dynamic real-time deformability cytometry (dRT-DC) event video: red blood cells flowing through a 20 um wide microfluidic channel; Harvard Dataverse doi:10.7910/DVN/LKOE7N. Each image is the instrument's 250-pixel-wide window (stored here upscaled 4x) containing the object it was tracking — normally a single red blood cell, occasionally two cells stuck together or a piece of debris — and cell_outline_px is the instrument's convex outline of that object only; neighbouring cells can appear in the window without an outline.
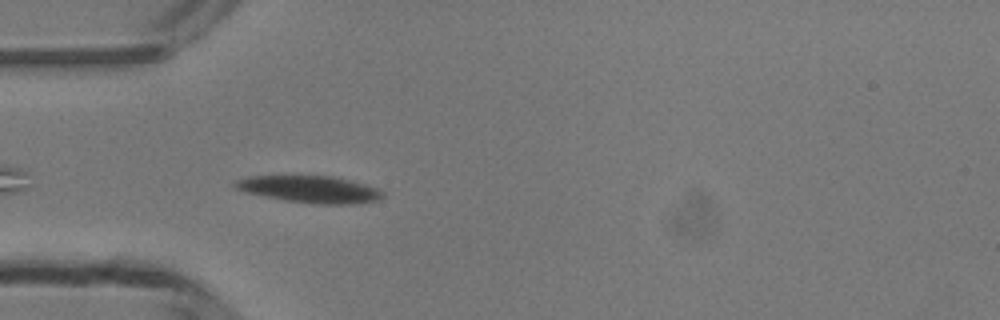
{"species": "common noctule bat (a hibernating species)", "species_latin": "Nyctalus noctula", "temperature_condition": "room temperature", "stored_images_in_passage": 16, "camera_frame_rate_fps": 3000, "um_per_image_px": 0.085, "animal": {"sex": "male", "body_mass_g": 13.3}, "frame": {"image": 1, "passage_image": 3, "time_ms": 0.667, "image_size_px": [1000, 320], "cell_outline_px": [[384, 196], [380, 200], [348, 204], [320, 204], [288, 200], [248, 192], [236, 188], [232, 184], [236, 180], [248, 176], [332, 176], [364, 184], [376, 188], [384, 192]], "centroid_in_image_um": [26.38, 16.08], "position_along_channel_um": 58.6, "area_um2": 22.66}}
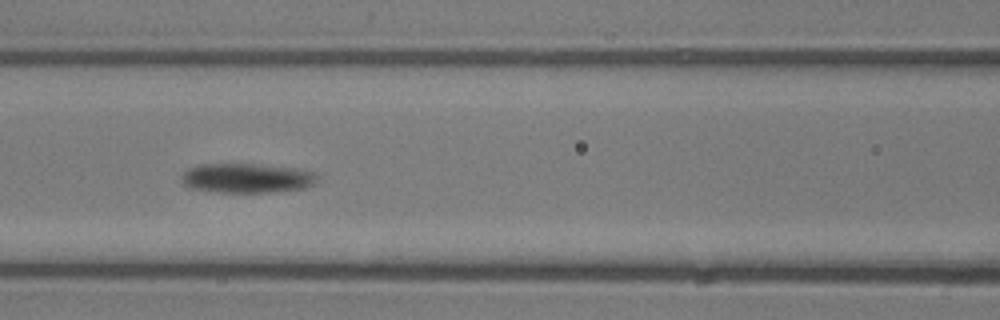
{"frame": {"image": 2, "passage_image": 10, "time_ms": 3.0, "image_size_px": [1000, 320], "cell_outline_px": [[316, 180], [312, 184], [304, 188], [268, 192], [216, 192], [192, 188], [184, 184], [180, 176], [188, 168], [200, 164], [252, 164], [296, 168], [312, 172], [316, 176]], "centroid_in_image_um": [20.92, 15.13], "position_along_channel_um": 145.7, "area_um2": 23.06}}
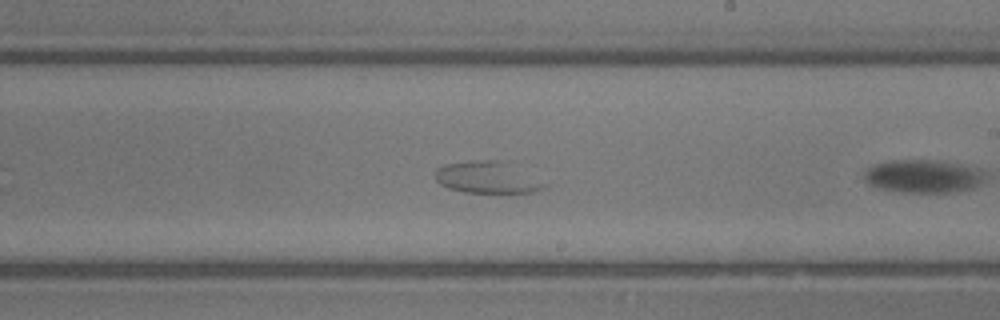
{"frame": {"image": 3, "passage_image": 15, "time_ms": 4.667, "image_size_px": [1000, 320], "cell_outline_px": [[548, 184], [544, 188], [532, 192], [508, 196], [464, 192], [448, 188], [440, 184], [436, 180], [436, 168], [448, 164], [472, 160], [496, 160]], "centroid_in_image_um": [41.39, 15.17], "position_along_channel_um": 247.6, "area_um2": 20.29}}